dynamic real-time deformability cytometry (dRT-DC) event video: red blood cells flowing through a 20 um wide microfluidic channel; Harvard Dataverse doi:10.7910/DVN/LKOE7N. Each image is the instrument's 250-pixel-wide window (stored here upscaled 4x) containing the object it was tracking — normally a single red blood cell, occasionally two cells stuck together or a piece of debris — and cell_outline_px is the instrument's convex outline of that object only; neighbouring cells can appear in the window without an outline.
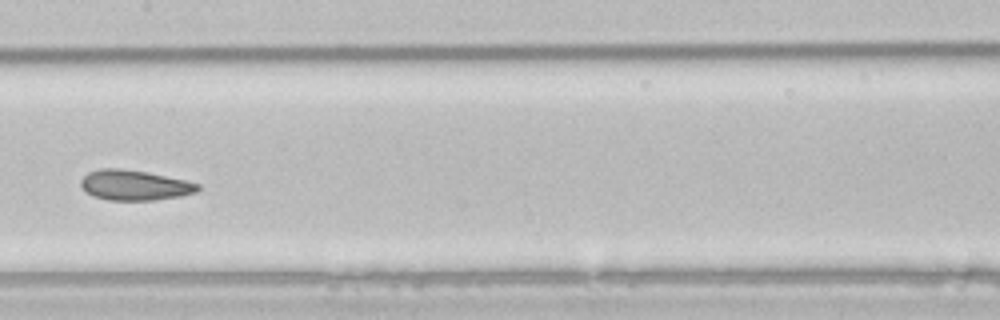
{"species": "common noctule bat (a hibernating species)", "species_latin": "Nyctalus noctula", "temperature_condition": "room temperature", "stored_images_in_passage": 50, "camera_frame_rate_fps": 3000, "um_per_image_px": 0.085, "animal": {"sex": "male", "body_mass_g": 21.5, "forearm_length_mm": 52.0}, "frame": {"image": 1, "passage_image": 24, "time_ms": 7.667, "image_size_px": [1000, 320], "cell_outline_px": [[200, 188], [196, 192], [180, 196], [152, 200], [108, 200], [96, 196], [88, 192], [80, 184], [80, 180], [88, 172], [100, 168], [120, 168], [148, 172], [184, 180], [200, 184]], "centroid_in_image_um": [11.44, 15.73], "position_along_channel_um": 196.0, "area_um2": 20.4}}
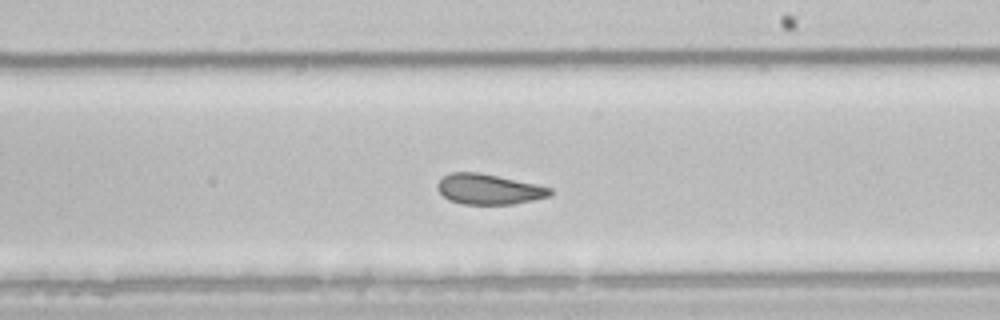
{"frame": {"image": 2, "passage_image": 28, "time_ms": 9.0, "image_size_px": [1000, 320], "cell_outline_px": [[552, 192], [548, 196], [516, 204], [460, 204], [448, 200], [436, 188], [436, 184], [444, 176], [452, 172], [476, 172], [536, 184], [552, 188]], "centroid_in_image_um": [41.51, 16.09], "position_along_channel_um": 247.5, "area_um2": 19.77}}
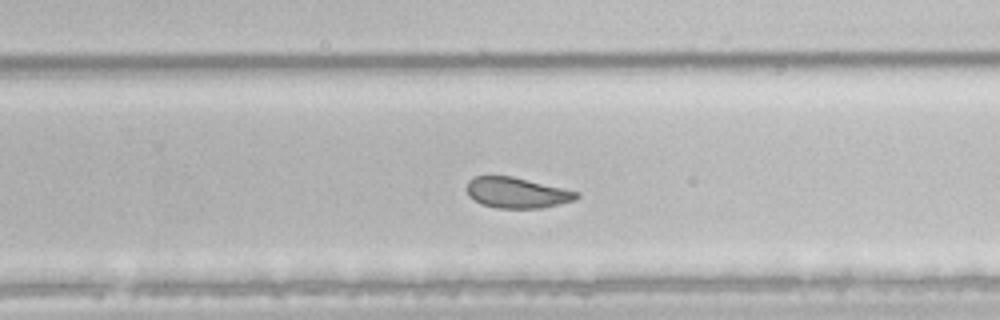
{"frame": {"image": 3, "passage_image": 31, "time_ms": 10.0, "image_size_px": [1000, 320], "cell_outline_px": [[580, 196], [576, 200], [540, 208], [496, 208], [480, 204], [468, 192], [468, 180], [476, 176], [512, 176], [564, 188], [580, 192]], "centroid_in_image_um": [43.99, 16.38], "position_along_channel_um": 285.8, "area_um2": 19.48}}